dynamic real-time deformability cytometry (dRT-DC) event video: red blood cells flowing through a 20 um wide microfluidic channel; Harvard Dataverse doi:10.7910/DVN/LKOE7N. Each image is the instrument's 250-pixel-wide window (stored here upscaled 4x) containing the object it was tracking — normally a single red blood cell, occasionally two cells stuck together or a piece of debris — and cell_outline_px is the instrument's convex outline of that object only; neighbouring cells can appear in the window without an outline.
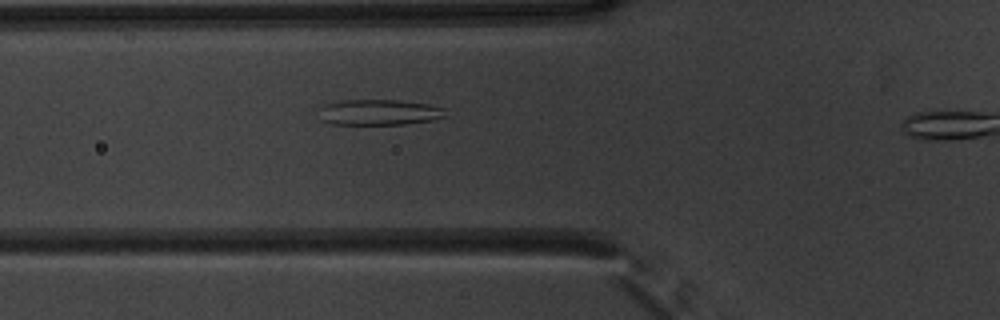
{"species": "common noctule bat (a hibernating species)", "species_latin": "Nyctalus noctula", "temperature_condition": "warm", "stored_images_in_passage": 11, "camera_frame_rate_fps": 3000, "um_per_image_px": 0.085, "animal": {"sex": "male", "body_mass_g": 20.1, "forearm_length_mm": 53.5}, "frame": {"image": 1, "passage_image": 10, "time_ms": 3.0, "image_size_px": [1000, 320], "cell_outline_px": [[448, 116], [432, 120], [404, 124], [332, 124], [320, 120], [320, 108], [328, 104], [344, 100], [396, 100], [428, 104], [444, 108]], "centroid_in_image_um": [32.25, 9.55], "position_along_channel_um": 93.5, "area_um2": 18.84}}